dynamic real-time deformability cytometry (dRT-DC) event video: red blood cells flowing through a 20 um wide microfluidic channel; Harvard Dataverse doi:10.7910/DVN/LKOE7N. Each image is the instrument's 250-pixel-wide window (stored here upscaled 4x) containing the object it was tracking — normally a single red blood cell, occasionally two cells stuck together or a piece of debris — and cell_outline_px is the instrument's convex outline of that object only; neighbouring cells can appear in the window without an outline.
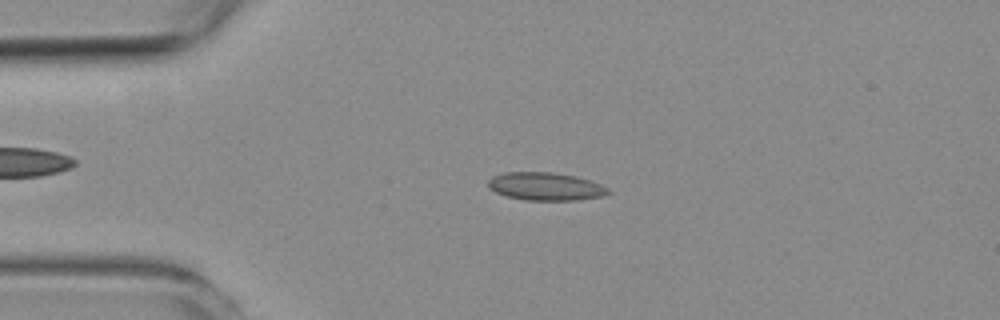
{"species": "common noctule bat (a hibernating species)", "species_latin": "Nyctalus noctula", "temperature_condition": "room temperature", "stored_images_in_passage": 53, "camera_frame_rate_fps": 3000, "um_per_image_px": 0.085, "animal": {"sex": "female", "body_mass_g": 19.3, "forearm_length_mm": 54.1}, "frame": {"image": 1, "passage_image": 11, "time_ms": 3.333, "image_size_px": [1000, 320], "cell_outline_px": [[612, 192], [600, 196], [576, 200], [524, 200], [508, 196], [496, 192], [488, 188], [488, 180], [492, 176], [504, 172], [552, 172], [576, 176], [600, 184], [608, 188]], "centroid_in_image_um": [46.34, 15.84], "position_along_channel_um": 38.7, "area_um2": 19.48}}
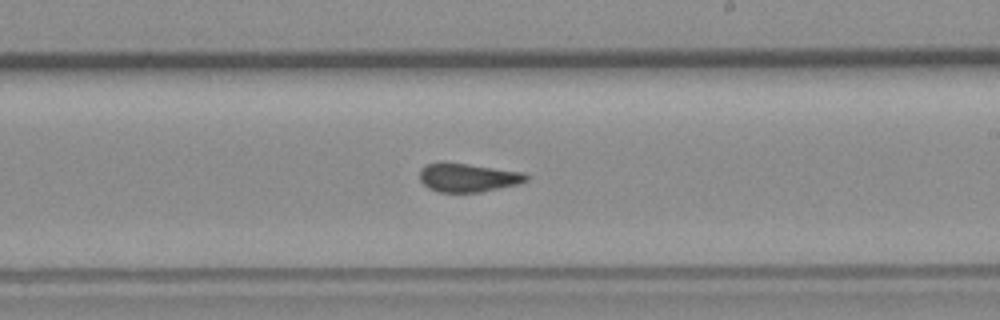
{"frame": {"image": 2, "passage_image": 30, "time_ms": 9.667, "image_size_px": [1000, 320], "cell_outline_px": [[528, 180], [520, 184], [480, 192], [436, 192], [428, 188], [420, 180], [420, 168], [428, 164], [444, 160], [524, 172], [528, 176]], "centroid_in_image_um": [39.76, 15.07], "position_along_channel_um": 249.2, "area_um2": 18.21}}
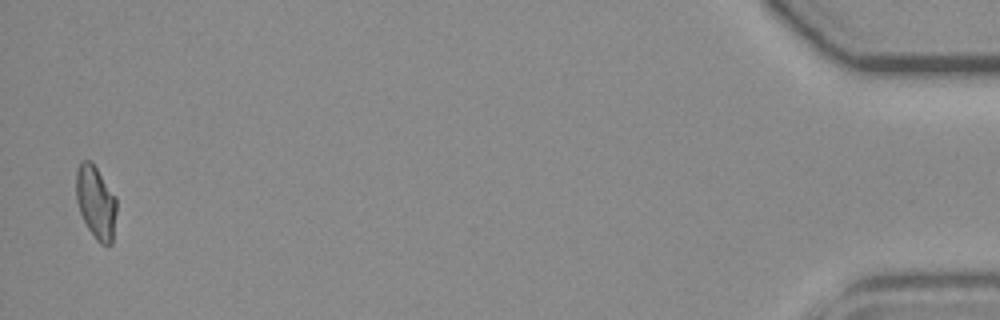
{"frame": {"image": 3, "passage_image": 52, "time_ms": 17.0, "image_size_px": [1000, 320], "cell_outline_px": [[116, 212], [112, 244], [108, 248], [100, 244], [96, 240], [88, 228], [80, 212], [76, 200], [76, 172], [80, 160], [88, 160], [96, 168], [116, 196]], "centroid_in_image_um": [8.15, 17.23], "position_along_channel_um": 427.0, "area_um2": 17.28}, "authors_computed_cell_mechanics": {"area_um2": 18.0914, "velocity_mm_per_s": 3.7544, "shape_relaxation_time_tau1_ms": 7.4228, "shape_relaxation_time_tau2_ms": 1.2419, "deformation_change_tau1": 0.1648, "deformation_change_tau2": 0.0893}}